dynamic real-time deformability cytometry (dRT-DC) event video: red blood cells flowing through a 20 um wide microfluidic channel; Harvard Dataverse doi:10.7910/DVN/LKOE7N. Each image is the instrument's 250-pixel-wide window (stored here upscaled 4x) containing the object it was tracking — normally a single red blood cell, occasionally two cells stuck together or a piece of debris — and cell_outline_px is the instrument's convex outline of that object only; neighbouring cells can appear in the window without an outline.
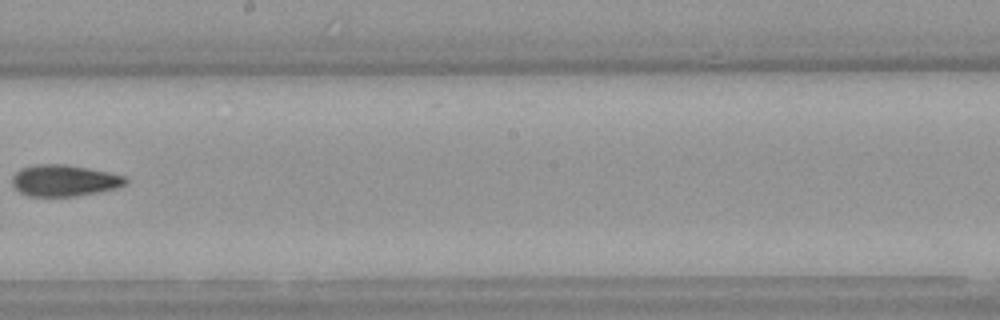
{"species": "Egyptian fruit bat (a non-hibernating species)", "species_latin": "Rousettus aegyptiacus", "temperature_condition": "warm", "stored_images_in_passage": 7, "camera_frame_rate_fps": 3000, "um_per_image_px": 0.085, "animal": {"sex": "female"}, "frame": {"image": 1, "passage_image": 7, "time_ms": 2.0, "image_size_px": [1000, 320], "cell_outline_px": [[128, 184], [116, 188], [96, 192], [72, 196], [28, 196], [12, 188], [12, 176], [20, 168], [36, 164], [64, 164], [88, 168], [108, 172], [124, 176], [128, 180]], "centroid_in_image_um": [5.42, 15.34], "position_along_channel_um": 242.8, "area_um2": 20.81}}